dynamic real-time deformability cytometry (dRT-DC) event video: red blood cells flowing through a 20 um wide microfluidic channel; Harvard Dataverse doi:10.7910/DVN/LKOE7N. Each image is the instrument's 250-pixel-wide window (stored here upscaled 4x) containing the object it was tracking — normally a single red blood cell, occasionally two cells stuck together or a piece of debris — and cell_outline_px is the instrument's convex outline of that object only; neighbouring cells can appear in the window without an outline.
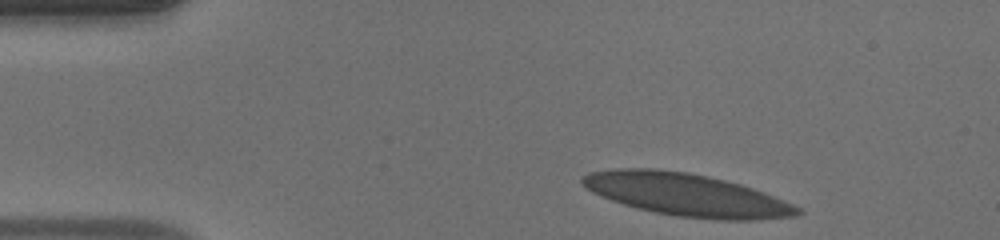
{"species": "human", "species_latin": "Homo sapiens", "temperature_condition": "warm", "stored_images_in_passage": 38, "camera_frame_rate_fps": 3000, "um_per_image_px": 0.085, "donor": {"sex": "male"}, "frame": {"image": 1, "passage_image": 1, "time_ms": 0.0, "image_size_px": [1000, 240], "cell_outline_px": [[804, 212], [792, 216], [756, 220], [720, 220], [676, 216], [656, 212], [624, 204], [612, 200], [592, 192], [580, 180], [580, 176], [588, 172], [616, 168], [652, 168], [688, 172], [708, 176], [740, 184], [764, 192], [792, 204], [800, 208]], "centroid_in_image_um": [58.34, 16.54], "position_along_channel_um": 26.7, "area_um2": 53.0}}
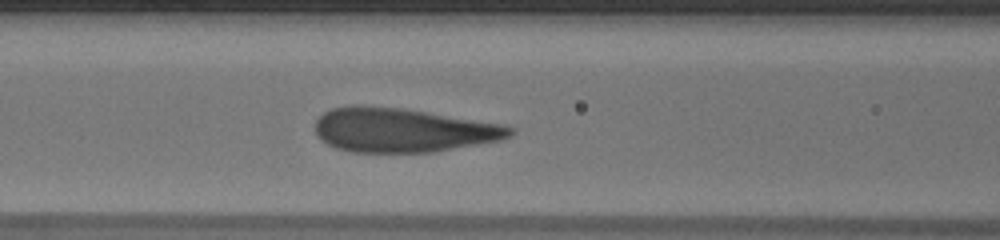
{"frame": {"image": 2, "passage_image": 14, "time_ms": 4.333, "image_size_px": [1000, 240], "cell_outline_px": [[516, 132], [512, 136], [500, 140], [432, 152], [352, 152], [336, 148], [328, 144], [316, 132], [316, 120], [324, 112], [332, 108], [352, 104], [360, 104], [400, 108], [504, 124], [516, 128]], "centroid_in_image_um": [34.25, 11.05], "position_along_channel_um": 132.3, "area_um2": 50.05}}
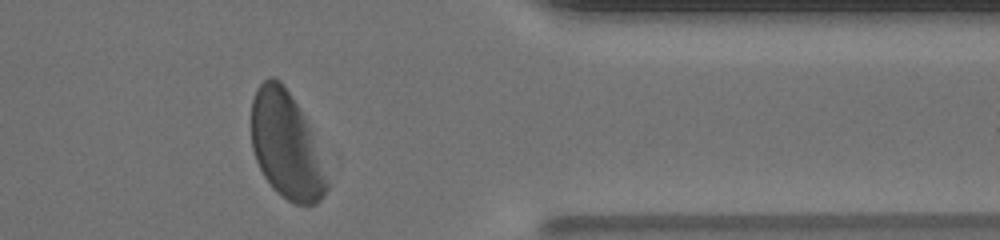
{"frame": {"image": 3, "passage_image": 34, "time_ms": 11.0, "image_size_px": [1000, 240], "cell_outline_px": [[328, 188], [320, 200], [316, 204], [296, 204], [288, 200], [276, 192], [272, 188], [264, 176], [256, 160], [252, 148], [252, 100], [256, 88], [268, 76], [272, 76], [280, 80], [284, 84], [292, 96], [304, 116], [308, 124], [328, 184]], "centroid_in_image_um": [24.28, 12.33], "position_along_channel_um": 387.1, "area_um2": 46.36}}